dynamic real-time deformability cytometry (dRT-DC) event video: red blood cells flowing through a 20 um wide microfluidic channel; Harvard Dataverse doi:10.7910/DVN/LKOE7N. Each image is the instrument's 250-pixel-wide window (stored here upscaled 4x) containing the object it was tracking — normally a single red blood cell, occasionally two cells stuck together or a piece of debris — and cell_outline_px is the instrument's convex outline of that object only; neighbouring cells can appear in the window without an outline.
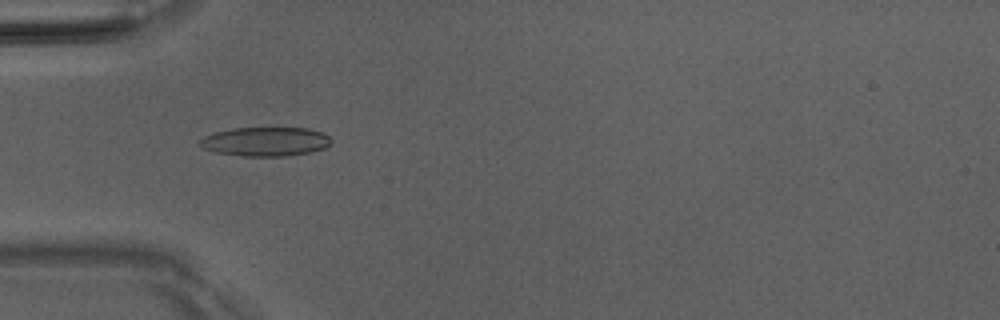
{"species": "Egyptian fruit bat (a non-hibernating species)", "species_latin": "Rousettus aegyptiacus", "temperature_condition": "room temperature", "stored_images_in_passage": 51, "camera_frame_rate_fps": 3000, "um_per_image_px": 0.085, "animal": {"sex": "male"}, "frame": {"image": 1, "passage_image": 16, "time_ms": 5.0, "image_size_px": [1000, 320], "cell_outline_px": [[332, 144], [324, 148], [312, 152], [288, 156], [240, 156], [216, 152], [204, 148], [200, 144], [200, 140], [204, 136], [216, 132], [232, 128], [308, 128], [324, 132], [332, 140]], "centroid_in_image_um": [22.62, 12.03], "position_along_channel_um": 62.4, "area_um2": 22.37}}
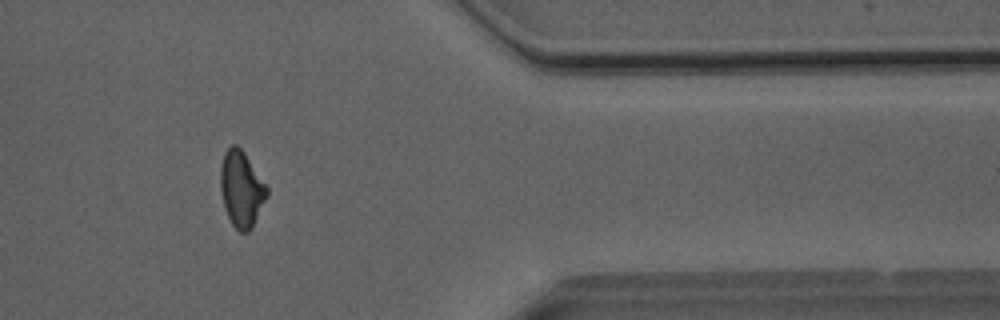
{"frame": {"image": 2, "passage_image": 42, "time_ms": 13.667, "image_size_px": [1000, 320], "cell_outline_px": [[268, 196], [252, 228], [248, 232], [240, 232], [232, 224], [224, 208], [220, 188], [220, 168], [224, 152], [232, 144], [236, 144], [244, 152], [268, 188]], "centroid_in_image_um": [20.51, 16.07], "position_along_channel_um": 390.9, "area_um2": 20.58}}
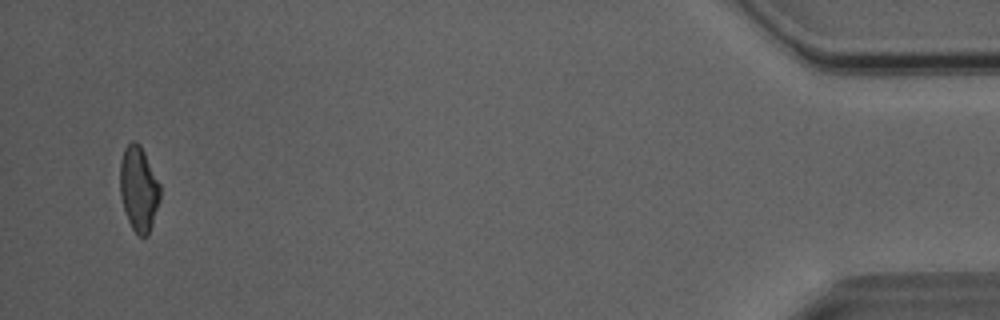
{"frame": {"image": 3, "passage_image": 49, "time_ms": 16.0, "image_size_px": [1000, 320], "cell_outline_px": [[160, 200], [148, 236], [140, 236], [132, 228], [128, 220], [120, 196], [120, 164], [124, 148], [132, 140], [136, 140], [140, 144], [160, 184]], "centroid_in_image_um": [11.79, 16.03], "position_along_channel_um": 423.4, "area_um2": 19.77}, "authors_computed_cell_mechanics": {"area_um2": 20.8658, "velocity_mm_per_s": 4.0572, "shape_relaxation_time_tau1_ms": 5.2865, "shape_relaxation_time_tau2_ms": 2.8673, "deformation_change_tau1": 0.1572, "deformation_change_tau2": 0.0961}}